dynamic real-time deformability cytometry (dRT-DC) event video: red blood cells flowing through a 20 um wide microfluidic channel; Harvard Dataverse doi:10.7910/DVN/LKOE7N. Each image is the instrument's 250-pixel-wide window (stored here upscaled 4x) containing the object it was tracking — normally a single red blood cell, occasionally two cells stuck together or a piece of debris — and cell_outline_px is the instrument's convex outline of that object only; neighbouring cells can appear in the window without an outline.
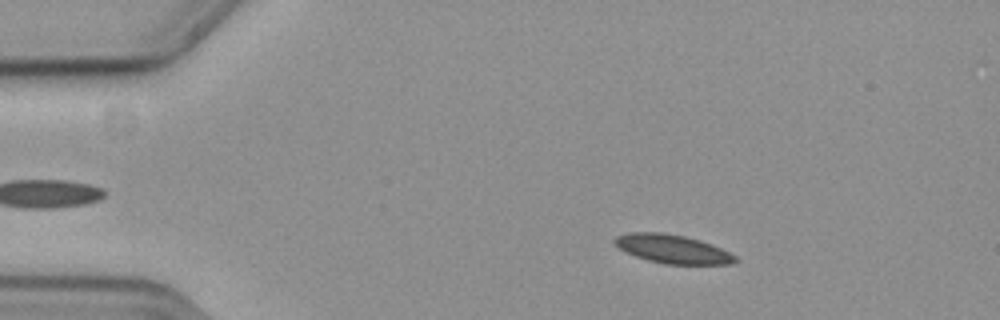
{"species": "common noctule bat (a hibernating species)", "species_latin": "Nyctalus noctula", "temperature_condition": "cold", "stored_images_in_passage": 57, "camera_frame_rate_fps": 3000, "um_per_image_px": 0.085, "animal": {"sex": "female", "body_mass_g": 19.3, "forearm_length_mm": 54.1}, "frame": {"image": 1, "passage_image": 10, "time_ms": 3.0, "image_size_px": [1000, 320], "cell_outline_px": [[740, 260], [732, 264], [664, 264], [648, 260], [636, 256], [620, 248], [612, 240], [616, 236], [628, 232], [660, 232], [684, 236], [700, 240], [712, 244], [736, 256]], "centroid_in_image_um": [57.19, 21.16], "position_along_channel_um": 27.8, "area_um2": 20.06}}
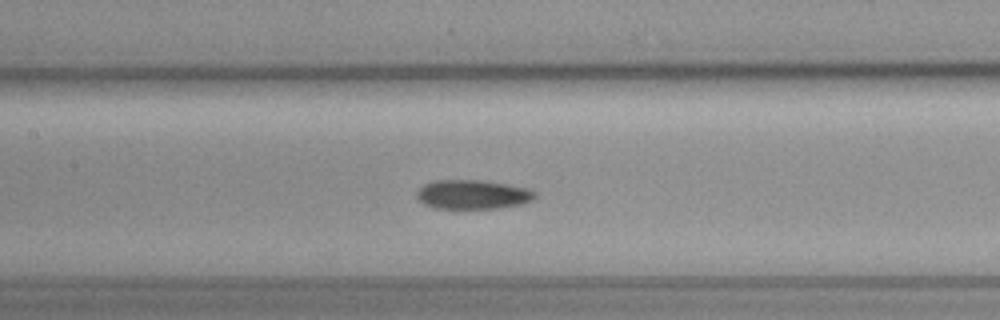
{"frame": {"image": 2, "passage_image": 27, "time_ms": 8.667, "image_size_px": [1000, 320], "cell_outline_px": [[536, 196], [532, 200], [524, 204], [500, 208], [432, 208], [416, 200], [416, 192], [424, 184], [436, 180], [480, 180], [528, 188], [536, 192]], "centroid_in_image_um": [40.16, 16.54], "position_along_channel_um": 167.2, "area_um2": 20.23}}
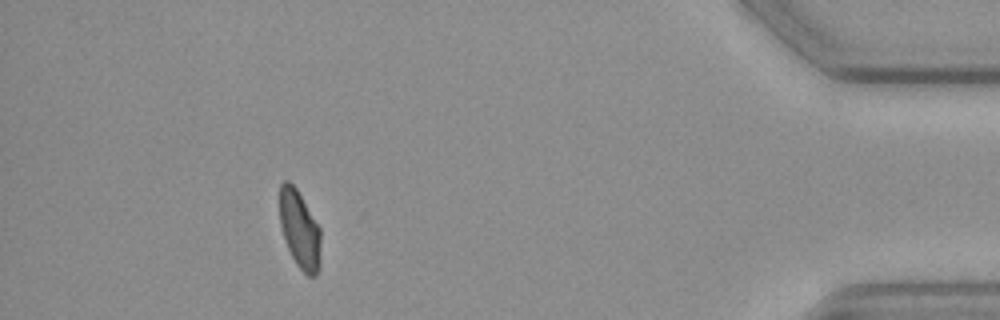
{"frame": {"image": 3, "passage_image": 52, "time_ms": 17.0, "image_size_px": [1000, 320], "cell_outline_px": [[320, 268], [316, 276], [308, 276], [296, 264], [284, 240], [280, 224], [280, 184], [284, 180], [288, 180], [296, 188], [320, 228]], "centroid_in_image_um": [25.47, 19.53], "position_along_channel_um": 409.7, "area_um2": 18.61}, "authors_computed_cell_mechanics": {"area_um2": 20.1722, "velocity_mm_per_s": 3.6329, "shape_relaxation_time_tau1_ms": 7.3676, "shape_relaxation_time_tau2_ms": null, "deformation_change_tau1": 0.1117, "deformation_change_tau2": null}}